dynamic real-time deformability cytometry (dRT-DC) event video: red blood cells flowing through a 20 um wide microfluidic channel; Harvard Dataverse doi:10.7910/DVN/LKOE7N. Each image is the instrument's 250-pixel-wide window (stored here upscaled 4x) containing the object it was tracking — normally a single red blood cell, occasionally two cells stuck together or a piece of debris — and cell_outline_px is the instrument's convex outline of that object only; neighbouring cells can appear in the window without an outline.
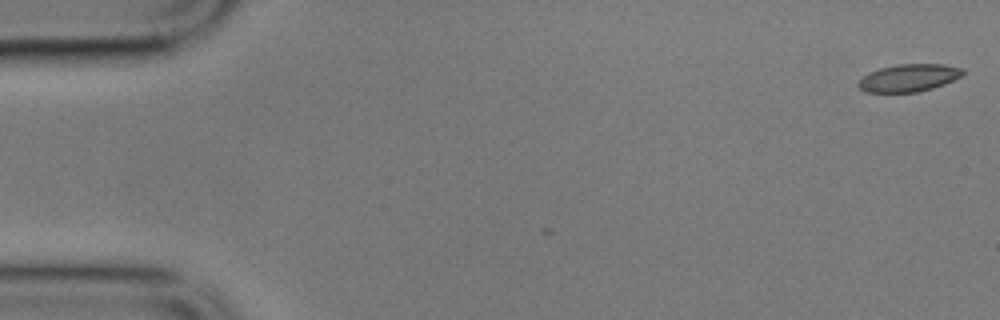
{"species": "common noctule bat (a hibernating species)", "species_latin": "Nyctalus noctula", "temperature_condition": "cold", "stored_images_in_passage": 2, "camera_frame_rate_fps": 3000, "um_per_image_px": 0.085, "animal": {"sex": "male", "body_mass_g": 17.9}, "frame": {"image": 1, "passage_image": 2, "time_ms": 0.333, "image_size_px": [1000, 320], "cell_outline_px": [[964, 72], [960, 76], [944, 84], [932, 88], [916, 92], [864, 92], [856, 84], [868, 72], [880, 68], [896, 64], [944, 64], [964, 68]], "centroid_in_image_um": [77.23, 6.61], "position_along_channel_um": 7.8, "area_um2": 16.7}}